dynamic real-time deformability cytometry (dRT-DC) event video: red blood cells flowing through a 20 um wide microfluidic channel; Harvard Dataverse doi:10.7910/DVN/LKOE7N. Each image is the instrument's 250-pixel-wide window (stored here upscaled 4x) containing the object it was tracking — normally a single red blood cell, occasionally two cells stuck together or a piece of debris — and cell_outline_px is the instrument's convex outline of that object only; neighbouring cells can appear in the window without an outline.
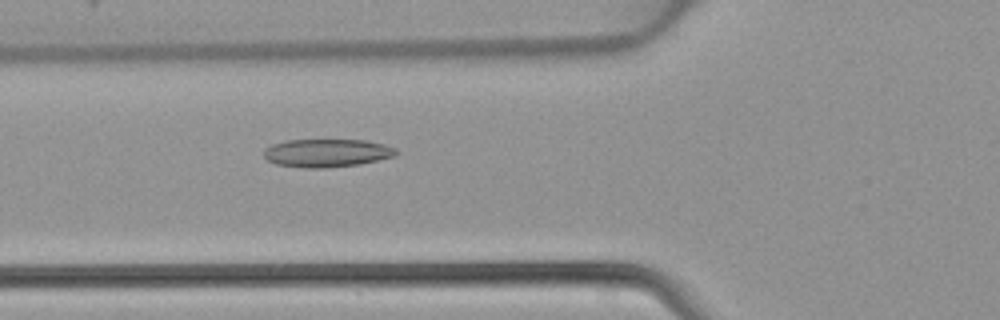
{"species": "common noctule bat (a hibernating species)", "species_latin": "Nyctalus noctula", "temperature_condition": "warm", "stored_images_in_passage": 32, "camera_frame_rate_fps": 3000, "um_per_image_px": 0.085, "animal": {"sex": "female", "body_mass_g": 22.7, "forearm_length_mm": 54.2}, "frame": {"image": 1, "passage_image": 3, "time_ms": 0.667, "image_size_px": [1000, 320], "cell_outline_px": [[400, 152], [396, 156], [360, 164], [324, 168], [304, 168], [276, 164], [268, 160], [264, 156], [264, 148], [272, 144], [284, 140], [368, 140], [384, 144], [396, 148]], "centroid_in_image_um": [27.81, 13.0], "position_along_channel_um": 98.0, "area_um2": 21.91}}
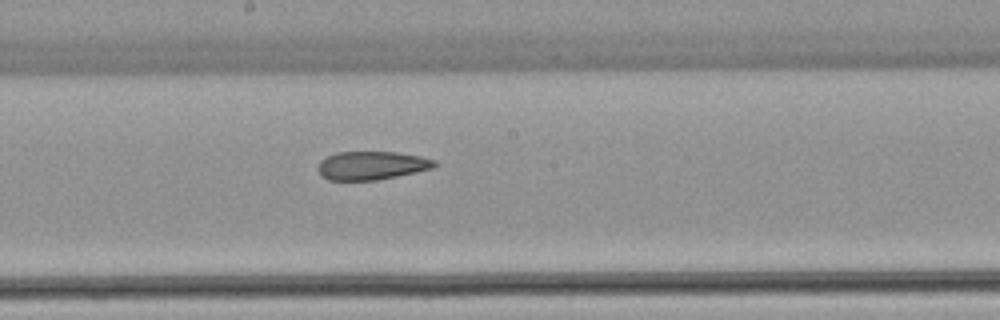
{"frame": {"image": 2, "passage_image": 11, "time_ms": 3.333, "image_size_px": [1000, 320], "cell_outline_px": [[436, 164], [432, 168], [416, 172], [376, 180], [328, 180], [320, 176], [316, 168], [320, 160], [336, 152], [396, 152], [420, 156], [436, 160]], "centroid_in_image_um": [31.54, 14.07], "position_along_channel_um": 216.7, "area_um2": 19.36}}
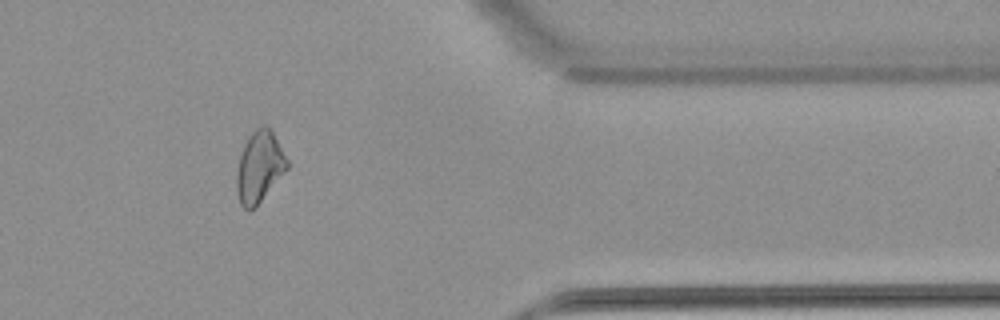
{"frame": {"image": 3, "passage_image": 24, "time_ms": 7.667, "image_size_px": [1000, 320], "cell_outline_px": [[288, 168], [256, 208], [248, 212], [240, 204], [236, 188], [236, 172], [240, 156], [244, 144], [248, 136], [260, 124], [264, 124], [272, 132], [288, 160]], "centroid_in_image_um": [22.03, 14.22], "position_along_channel_um": 389.4, "area_um2": 21.04}}